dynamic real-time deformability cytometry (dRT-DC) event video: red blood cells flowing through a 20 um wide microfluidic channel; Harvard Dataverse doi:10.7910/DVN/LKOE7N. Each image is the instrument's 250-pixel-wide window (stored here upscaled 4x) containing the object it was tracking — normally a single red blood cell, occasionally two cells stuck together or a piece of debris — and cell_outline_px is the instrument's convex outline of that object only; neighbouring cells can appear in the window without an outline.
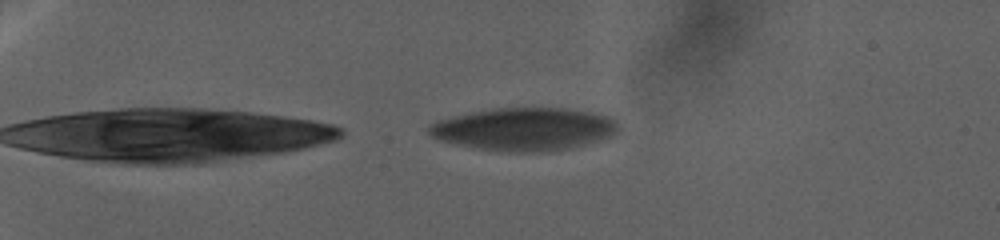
{"species": "human", "species_latin": "Homo sapiens", "temperature_condition": "warm", "stored_images_in_passage": 204, "camera_frame_rate_fps": 3000, "um_per_image_px": 0.085, "donor": {"sex": "female"}, "frame": {"image": 1, "passage_image": 1, "time_ms": 0.0, "image_size_px": [1000, 240], "cell_outline_px": [[608, 128], [600, 132], [556, 144], [536, 148], [524, 148], [476, 144], [436, 136], [432, 132], [432, 128], [436, 124], [448, 120], [488, 112], [524, 108], [568, 112], [592, 116], [604, 120], [608, 124]], "centroid_in_image_um": [44.21, 10.88], "position_along_channel_um": 40.8, "area_um2": 35.43}}
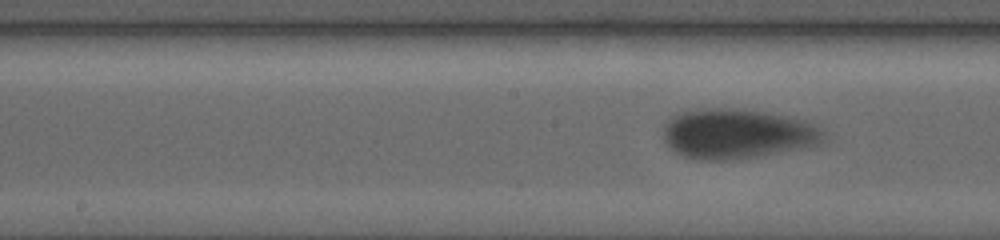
{"frame": {"image": 2, "passage_image": 92, "time_ms": 23.667, "image_size_px": [1000, 240], "cell_outline_px": [[812, 136], [808, 140], [800, 144], [748, 156], [720, 160], [696, 160], [684, 156], [672, 148], [668, 144], [668, 124], [676, 116], [688, 112], [712, 108], [720, 108], [756, 112], [788, 120], [800, 124], [808, 128], [812, 132]], "centroid_in_image_um": [62.21, 11.38], "position_along_channel_um": 186.0, "area_um2": 40.17}}
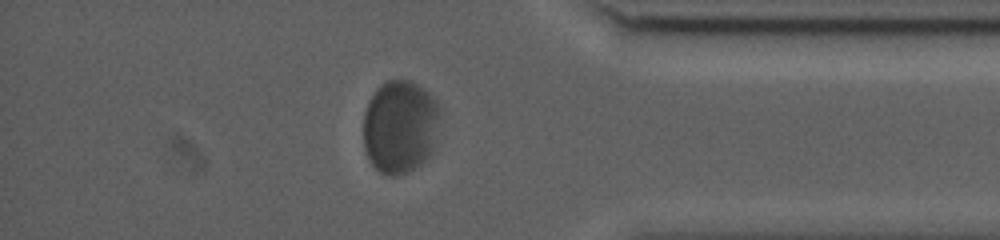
{"frame": {"image": 3, "passage_image": 175, "time_ms": 46.0, "image_size_px": [1000, 240], "cell_outline_px": [[436, 116], [432, 148], [428, 156], [424, 160], [412, 168], [396, 176], [392, 176], [380, 172], [372, 164], [364, 148], [364, 112], [368, 100], [388, 80], [408, 80], [416, 84], [428, 92], [436, 104]], "centroid_in_image_um": [33.92, 10.77], "position_along_channel_um": 401.3, "area_um2": 40.11}}